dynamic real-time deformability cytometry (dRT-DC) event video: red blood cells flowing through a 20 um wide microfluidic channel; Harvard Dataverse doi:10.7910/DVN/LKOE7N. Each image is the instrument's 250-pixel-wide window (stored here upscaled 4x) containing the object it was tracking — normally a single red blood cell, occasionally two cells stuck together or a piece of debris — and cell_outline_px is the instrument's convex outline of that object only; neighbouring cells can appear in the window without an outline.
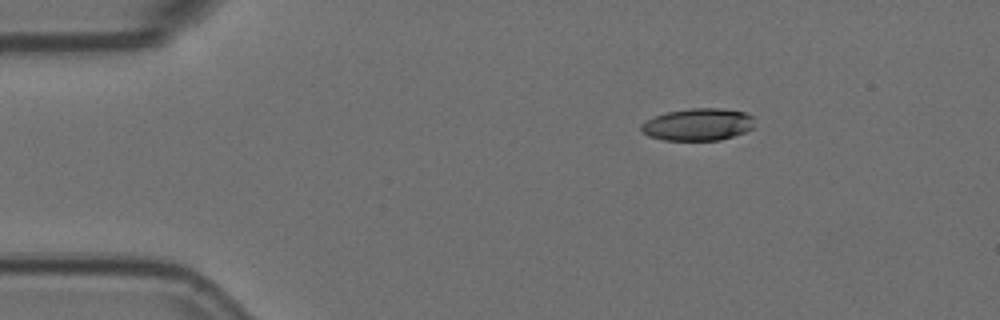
{"species": "Egyptian fruit bat (a non-hibernating species)", "species_latin": "Rousettus aegyptiacus", "temperature_condition": "room temperature", "stored_images_in_passage": 4, "camera_frame_rate_fps": 3000, "um_per_image_px": 0.085, "animal": {"sex": "female"}, "frame": {"image": 1, "passage_image": 3, "time_ms": 0.667, "image_size_px": [1000, 320], "cell_outline_px": [[756, 128], [720, 140], [664, 140], [648, 136], [640, 132], [640, 124], [644, 120], [664, 112], [692, 108], [724, 108], [744, 112], [756, 116]], "centroid_in_image_um": [59.35, 10.57], "position_along_channel_um": 25.7, "area_um2": 21.91}}